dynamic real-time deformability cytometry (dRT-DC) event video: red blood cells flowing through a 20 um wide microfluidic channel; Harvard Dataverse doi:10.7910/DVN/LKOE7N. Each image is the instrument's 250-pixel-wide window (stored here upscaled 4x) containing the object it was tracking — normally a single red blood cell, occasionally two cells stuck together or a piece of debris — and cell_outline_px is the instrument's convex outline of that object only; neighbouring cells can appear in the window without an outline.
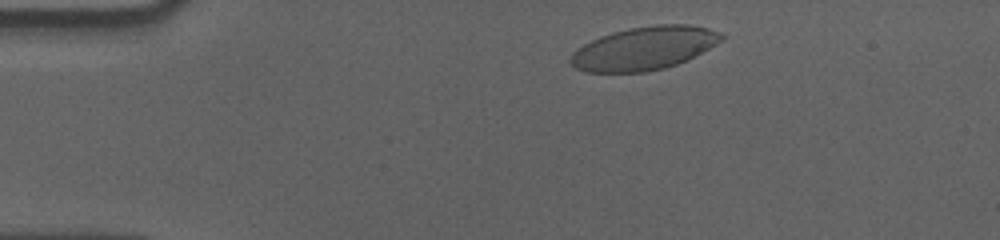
{"species": "human", "species_latin": "Homo sapiens", "temperature_condition": "cold", "stored_images_in_passage": 51, "camera_frame_rate_fps": 3000, "um_per_image_px": 0.085, "donor": {"sex": "male"}, "frame": {"image": 1, "passage_image": 4, "time_ms": 1.0, "image_size_px": [1000, 240], "cell_outline_px": [[724, 36], [716, 44], [688, 60], [664, 68], [644, 72], [584, 72], [576, 68], [568, 60], [572, 52], [584, 44], [600, 36], [612, 32], [628, 28], [656, 24], [688, 24], [708, 28], [720, 32]], "centroid_in_image_um": [54.73, 4.1], "position_along_channel_um": 30.3, "area_um2": 38.03}}
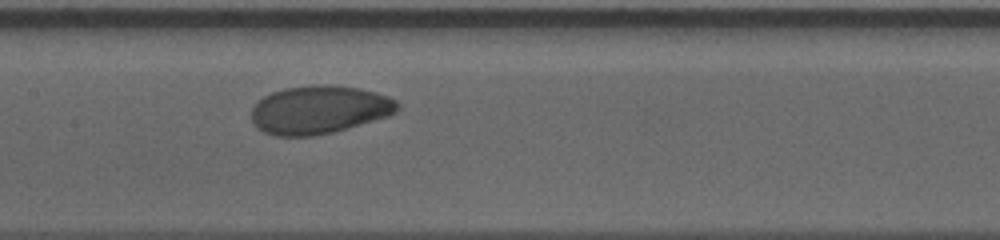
{"frame": {"image": 2, "passage_image": 22, "time_ms": 7.0, "image_size_px": [1000, 240], "cell_outline_px": [[400, 108], [396, 112], [388, 116], [332, 132], [312, 136], [276, 136], [264, 132], [256, 128], [252, 124], [252, 108], [264, 96], [272, 92], [284, 88], [312, 84], [328, 84], [360, 88], [376, 92], [388, 96], [396, 100], [400, 104]], "centroid_in_image_um": [27.13, 9.31], "position_along_channel_um": 180.3, "area_um2": 41.21}}
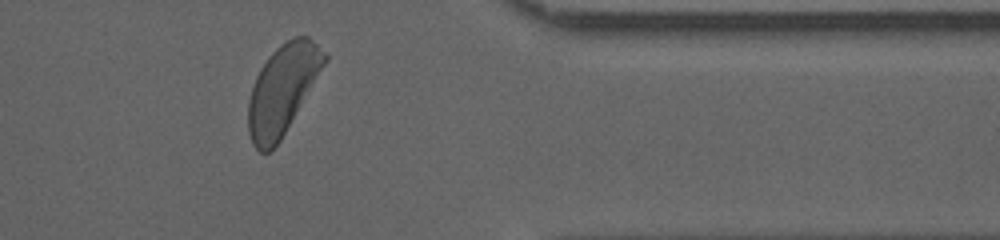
{"frame": {"image": 3, "passage_image": 41, "time_ms": 13.333, "image_size_px": [1000, 240], "cell_outline_px": [[328, 60], [280, 140], [268, 152], [260, 152], [252, 144], [248, 132], [248, 100], [256, 76], [260, 68], [268, 56], [280, 44], [296, 36], [308, 36], [328, 56]], "centroid_in_image_um": [24.0, 7.6], "position_along_channel_um": 387.4, "area_um2": 39.19}, "authors_computed_cell_mechanics": {"area_um2": 39.7664, "velocity_mm_per_s": 3.5158, "shape_relaxation_time_tau1_ms": 8.9855, "shape_relaxation_time_tau2_ms": 9.8659, "deformation_change_tau1": 0.279, "deformation_change_tau2": 0.1271}}